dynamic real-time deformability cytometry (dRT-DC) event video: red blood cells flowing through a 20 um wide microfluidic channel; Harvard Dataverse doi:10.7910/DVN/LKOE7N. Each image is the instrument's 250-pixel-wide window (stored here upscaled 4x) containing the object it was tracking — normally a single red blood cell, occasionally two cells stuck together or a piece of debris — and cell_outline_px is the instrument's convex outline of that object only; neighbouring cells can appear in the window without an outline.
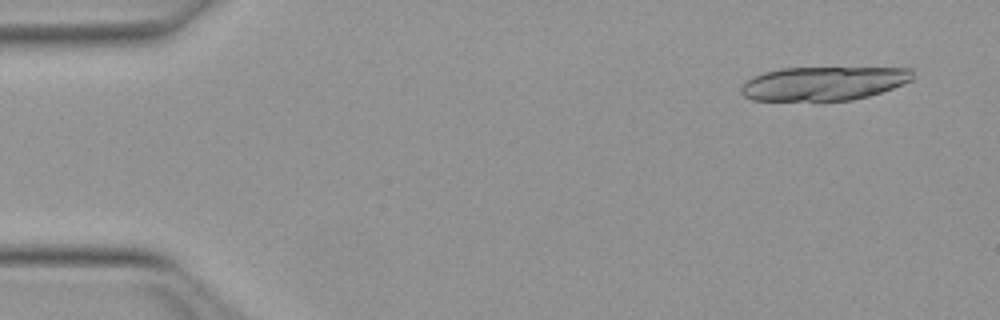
{"species": "Egyptian fruit bat (a non-hibernating species)", "species_latin": "Rousettus aegyptiacus", "temperature_condition": "warm", "stored_images_in_passage": 16, "camera_frame_rate_fps": 3000, "um_per_image_px": 0.085, "animal": {"sex": "female"}, "frame": {"image": 1, "passage_image": 3, "time_ms": 0.667, "image_size_px": [1000, 320], "cell_outline_px": [[912, 80], [904, 84], [868, 96], [852, 100], [752, 100], [744, 96], [740, 92], [740, 88], [752, 76], [764, 72], [780, 68], [912, 68]], "centroid_in_image_um": [69.99, 7.09], "position_along_channel_um": 15.0, "area_um2": 33.64}}